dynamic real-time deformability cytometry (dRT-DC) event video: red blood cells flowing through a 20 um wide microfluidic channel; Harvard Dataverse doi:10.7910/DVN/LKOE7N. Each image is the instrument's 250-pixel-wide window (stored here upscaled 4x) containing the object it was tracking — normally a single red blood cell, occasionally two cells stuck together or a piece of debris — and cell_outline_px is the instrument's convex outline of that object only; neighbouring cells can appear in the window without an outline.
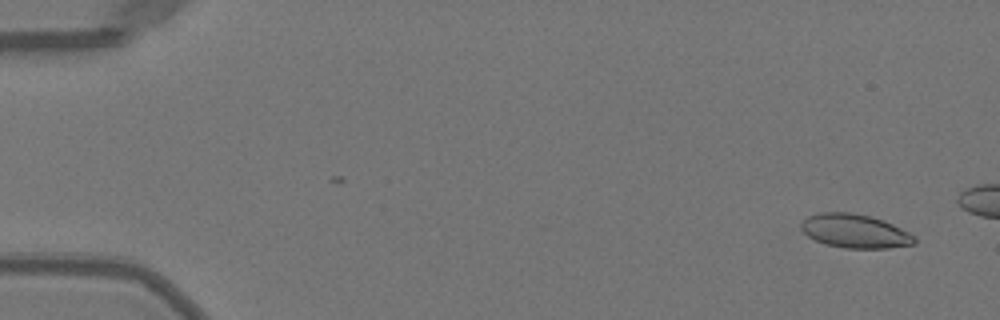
{"species": "Egyptian fruit bat (a non-hibernating species)", "species_latin": "Rousettus aegyptiacus", "temperature_condition": "warm", "stored_images_in_passage": 15, "camera_frame_rate_fps": 3000, "um_per_image_px": 0.085, "animal": {"sex": "female"}, "frame": {"image": 1, "passage_image": 3, "time_ms": 0.667, "image_size_px": [1000, 320], "cell_outline_px": [[916, 244], [888, 248], [844, 248], [824, 244], [808, 236], [800, 228], [800, 224], [808, 216], [820, 212], [852, 212], [884, 220], [916, 236]], "centroid_in_image_um": [72.67, 19.64], "position_along_channel_um": 12.3, "area_um2": 22.37}}